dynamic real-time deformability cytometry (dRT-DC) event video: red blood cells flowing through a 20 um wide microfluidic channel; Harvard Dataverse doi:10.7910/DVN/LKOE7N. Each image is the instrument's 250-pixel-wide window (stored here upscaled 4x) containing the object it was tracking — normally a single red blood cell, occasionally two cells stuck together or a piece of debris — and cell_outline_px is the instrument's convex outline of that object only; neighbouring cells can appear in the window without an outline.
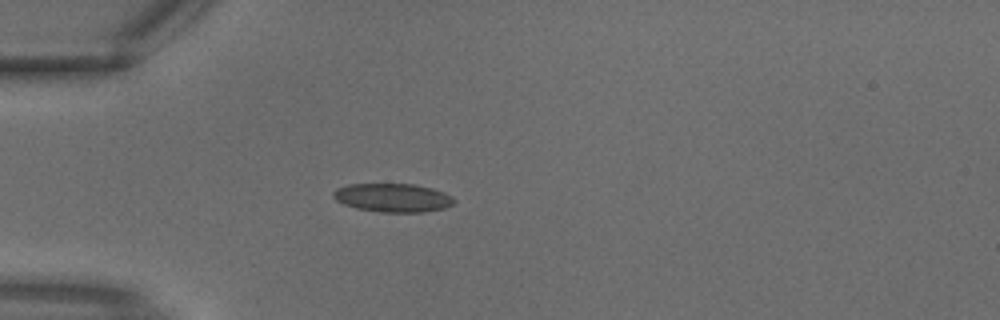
{"species": "common noctule bat (a hibernating species)", "species_latin": "Nyctalus noctula", "temperature_condition": "warm", "stored_images_in_passage": 2, "camera_frame_rate_fps": 3000, "um_per_image_px": 0.085, "animal": {"sex": "male", "body_mass_g": 18.8}, "frame": {"image": 1, "passage_image": 2, "time_ms": 0.333, "image_size_px": [1000, 320], "cell_outline_px": [[456, 200], [452, 204], [444, 208], [424, 212], [380, 212], [356, 208], [344, 204], [336, 200], [332, 196], [332, 192], [336, 188], [348, 184], [416, 184], [432, 188], [444, 192], [452, 196]], "centroid_in_image_um": [33.38, 16.8], "position_along_channel_um": 51.6, "area_um2": 20.23}}